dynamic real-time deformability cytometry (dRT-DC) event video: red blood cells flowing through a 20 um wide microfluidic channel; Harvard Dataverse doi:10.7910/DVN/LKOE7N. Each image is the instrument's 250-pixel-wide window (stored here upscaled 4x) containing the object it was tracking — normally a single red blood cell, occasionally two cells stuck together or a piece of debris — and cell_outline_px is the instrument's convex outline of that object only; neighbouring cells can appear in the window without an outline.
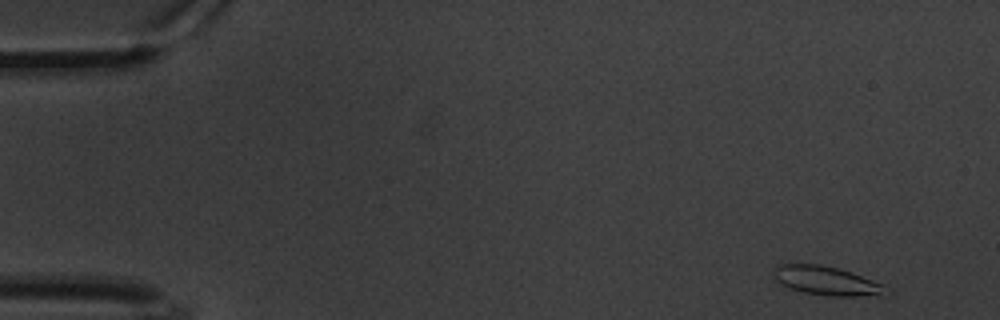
{"species": "common noctule bat (a hibernating species)", "species_latin": "Nyctalus noctula", "temperature_condition": "warm", "stored_images_in_passage": 13, "camera_frame_rate_fps": 3000, "um_per_image_px": 0.085, "animal": {"sex": "male", "body_mass_g": 20.1, "forearm_length_mm": 53.5}, "frame": {"image": 1, "passage_image": 1, "time_ms": 0.0, "image_size_px": [1000, 320], "cell_outline_px": [[892, 292], [884, 296], [828, 296], [804, 292], [788, 288], [780, 284], [776, 280], [772, 272], [772, 268], [780, 264], [820, 264], [852, 272], [884, 284]], "centroid_in_image_um": [70.3, 23.88], "position_along_channel_um": 14.7, "area_um2": 19.36}}